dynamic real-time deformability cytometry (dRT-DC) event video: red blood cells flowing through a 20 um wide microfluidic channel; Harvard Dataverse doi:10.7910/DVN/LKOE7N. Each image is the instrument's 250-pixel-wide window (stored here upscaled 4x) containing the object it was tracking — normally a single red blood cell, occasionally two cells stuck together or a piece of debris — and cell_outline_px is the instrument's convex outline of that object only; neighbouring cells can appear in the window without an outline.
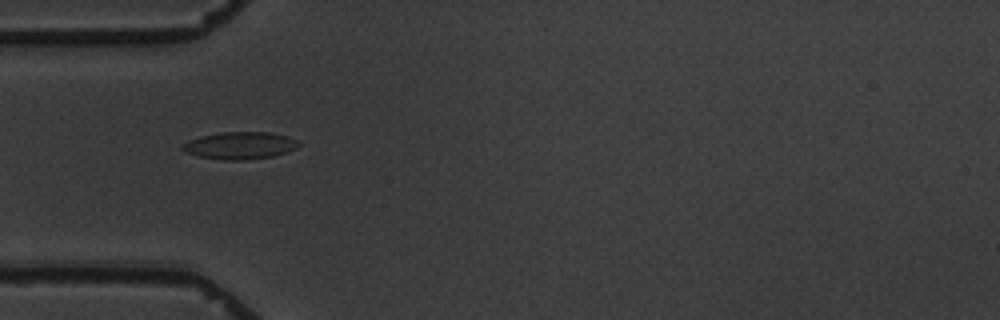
{"species": "common noctule bat (a hibernating species)", "species_latin": "Nyctalus noctula", "temperature_condition": "warm", "stored_images_in_passage": 2, "camera_frame_rate_fps": 3000, "um_per_image_px": 0.085, "animal": {"sex": "male", "body_mass_g": 19.5, "forearm_length_mm": 54.6}, "frame": {"image": 1, "passage_image": 1, "time_ms": 0.0, "image_size_px": [1000, 320], "cell_outline_px": [[300, 144], [296, 148], [272, 156], [244, 160], [224, 160], [200, 156], [188, 152], [180, 148], [180, 144], [188, 140], [200, 136], [220, 132], [268, 132], [288, 136], [300, 140]], "centroid_in_image_um": [20.39, 12.35], "position_along_channel_um": 64.6, "area_um2": 18.44}}
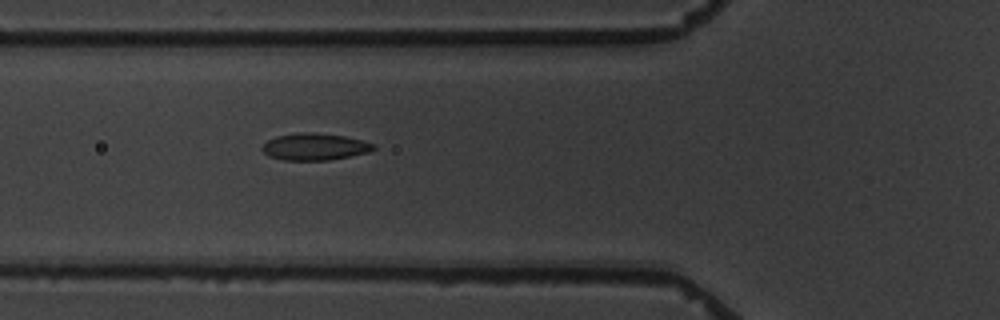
{"frame": {"image": 2, "passage_image": 2, "time_ms": 1.0, "image_size_px": [1000, 320], "cell_outline_px": [[376, 148], [368, 152], [328, 160], [284, 160], [268, 156], [260, 148], [268, 140], [276, 136], [300, 132], [316, 132], [344, 136], [376, 144]], "centroid_in_image_um": [26.73, 12.46], "position_along_channel_um": 99.1, "area_um2": 17.4}}